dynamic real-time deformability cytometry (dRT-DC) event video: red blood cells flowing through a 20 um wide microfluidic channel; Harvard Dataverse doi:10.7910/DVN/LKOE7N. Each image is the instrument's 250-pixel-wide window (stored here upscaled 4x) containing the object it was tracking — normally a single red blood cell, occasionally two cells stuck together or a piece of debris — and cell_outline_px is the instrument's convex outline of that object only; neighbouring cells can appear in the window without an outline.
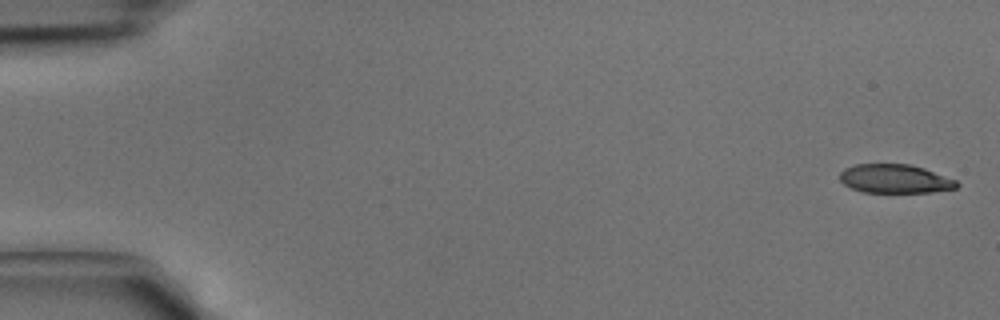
{"species": "common noctule bat (a hibernating species)", "species_latin": "Nyctalus noctula", "temperature_condition": "cold", "stored_images_in_passage": 42, "camera_frame_rate_fps": 3000, "um_per_image_px": 0.085, "animal": {"sex": "male", "body_mass_g": 15.6}, "frame": {"image": 1, "passage_image": 1, "time_ms": 0.0, "image_size_px": [1000, 320], "cell_outline_px": [[960, 184], [956, 188], [932, 192], [864, 192], [852, 188], [844, 184], [840, 180], [840, 172], [844, 168], [856, 164], [908, 164], [924, 168], [956, 180]], "centroid_in_image_um": [76.07, 15.19], "position_along_channel_um": 8.9, "area_um2": 19.54}}
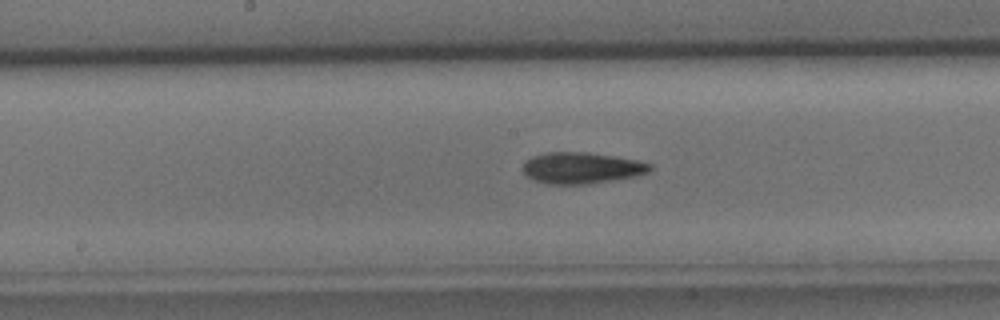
{"frame": {"image": 2, "passage_image": 22, "time_ms": 7.0, "image_size_px": [1000, 320], "cell_outline_px": [[652, 168], [648, 172], [632, 176], [584, 184], [548, 184], [532, 180], [524, 172], [524, 160], [532, 156], [548, 152], [588, 152], [636, 160], [652, 164]], "centroid_in_image_um": [49.38, 14.26], "position_along_channel_um": 198.8, "area_um2": 22.83}}
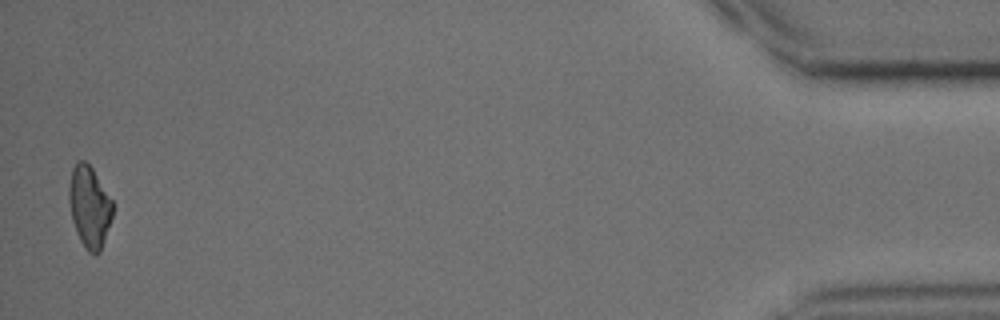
{"frame": {"image": 3, "passage_image": 42, "time_ms": 13.667, "image_size_px": [1000, 320], "cell_outline_px": [[112, 216], [100, 252], [96, 256], [88, 252], [84, 248], [76, 232], [72, 220], [68, 200], [68, 188], [72, 168], [76, 160], [84, 160], [92, 168], [112, 200]], "centroid_in_image_um": [7.57, 17.58], "position_along_channel_um": 427.6, "area_um2": 20.81}}